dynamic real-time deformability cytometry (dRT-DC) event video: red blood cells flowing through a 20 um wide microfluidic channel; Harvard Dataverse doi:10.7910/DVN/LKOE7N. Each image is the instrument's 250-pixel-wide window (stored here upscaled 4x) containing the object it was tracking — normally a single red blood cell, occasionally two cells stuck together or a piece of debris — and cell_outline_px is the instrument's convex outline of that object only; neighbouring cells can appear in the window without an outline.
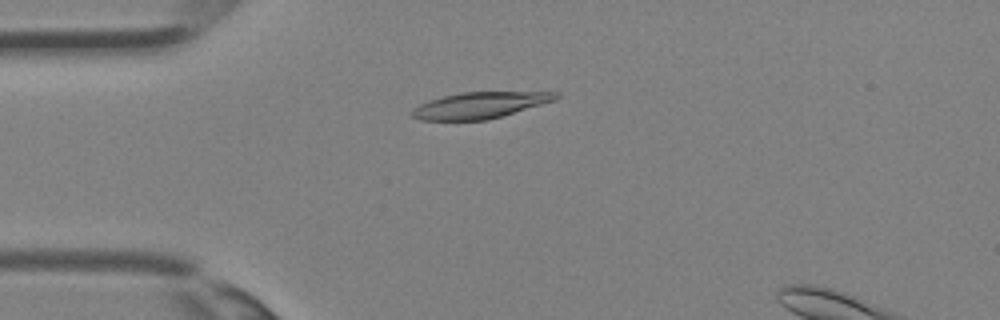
{"species": "Egyptian fruit bat (a non-hibernating species)", "species_latin": "Rousettus aegyptiacus", "temperature_condition": "room temperature", "stored_images_in_passage": 35, "camera_frame_rate_fps": 3000, "um_per_image_px": 0.085, "animal": {"sex": "female"}, "frame": {"image": 1, "passage_image": 9, "time_ms": 2.667, "image_size_px": [1000, 320], "cell_outline_px": [[560, 96], [556, 100], [488, 120], [420, 120], [412, 116], [408, 112], [420, 104], [444, 96], [460, 92], [560, 92]], "centroid_in_image_um": [40.8, 8.94], "position_along_channel_um": 44.2, "area_um2": 21.91}}
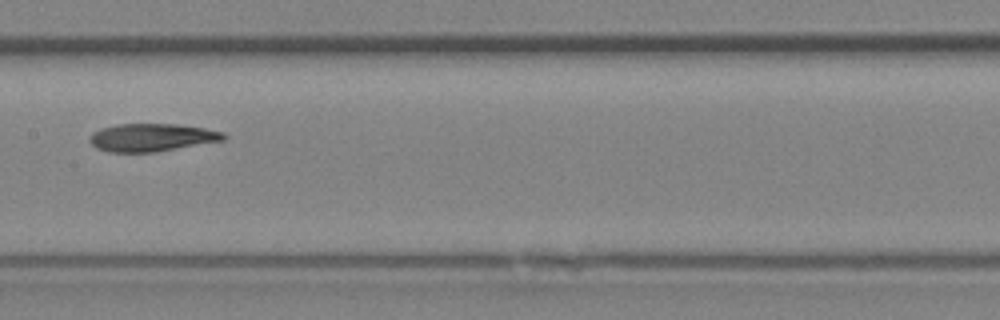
{"frame": {"image": 2, "passage_image": 18, "time_ms": 5.667, "image_size_px": [1000, 320], "cell_outline_px": [[228, 136], [224, 140], [156, 152], [108, 152], [96, 148], [88, 140], [88, 136], [92, 132], [100, 128], [116, 124], [176, 124], [204, 128], [224, 132]], "centroid_in_image_um": [12.87, 11.68], "position_along_channel_um": 194.5, "area_um2": 21.91}}
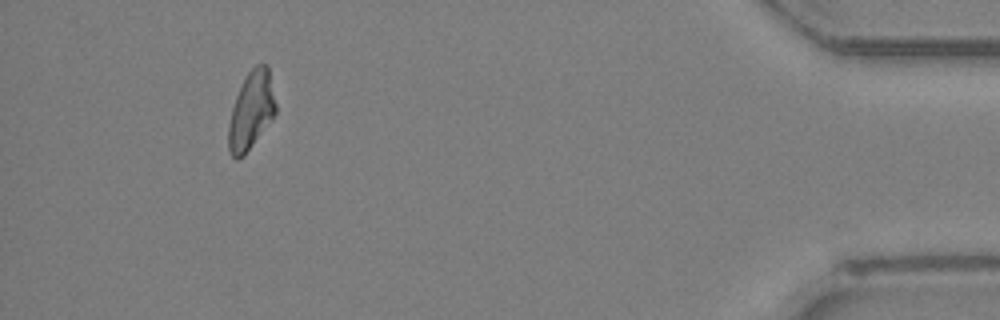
{"frame": {"image": 3, "passage_image": 33, "time_ms": 10.667, "image_size_px": [1000, 320], "cell_outline_px": [[276, 112], [244, 156], [236, 160], [228, 152], [228, 124], [232, 108], [236, 96], [248, 72], [256, 64], [268, 64], [276, 104]], "centroid_in_image_um": [21.34, 9.4], "position_along_channel_um": 413.9, "area_um2": 21.21}}